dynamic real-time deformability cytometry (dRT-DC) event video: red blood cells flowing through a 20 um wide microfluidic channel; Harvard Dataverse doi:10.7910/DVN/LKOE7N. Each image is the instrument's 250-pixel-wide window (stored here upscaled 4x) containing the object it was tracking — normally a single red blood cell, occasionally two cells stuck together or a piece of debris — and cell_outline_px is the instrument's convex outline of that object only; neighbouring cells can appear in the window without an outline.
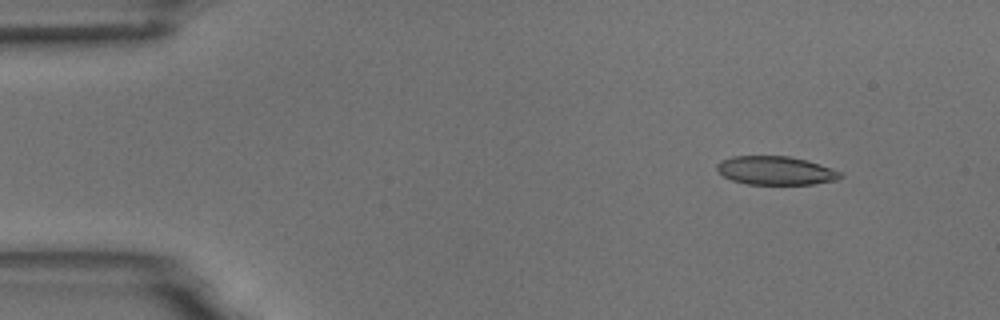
{"species": "common noctule bat (a hibernating species)", "species_latin": "Nyctalus noctula", "temperature_condition": "room temperature", "stored_images_in_passage": 4, "camera_frame_rate_fps": 3000, "um_per_image_px": 0.085, "animal": {"sex": "male", "body_mass_g": 18.8}, "frame": {"image": 1, "passage_image": 1, "time_ms": 0.0, "image_size_px": [1000, 320], "cell_outline_px": [[844, 176], [836, 180], [812, 184], [748, 184], [732, 180], [724, 176], [716, 168], [716, 164], [720, 160], [732, 156], [788, 156], [808, 160], [832, 168], [840, 172]], "centroid_in_image_um": [65.93, 14.49], "position_along_channel_um": 19.1, "area_um2": 20.58}}
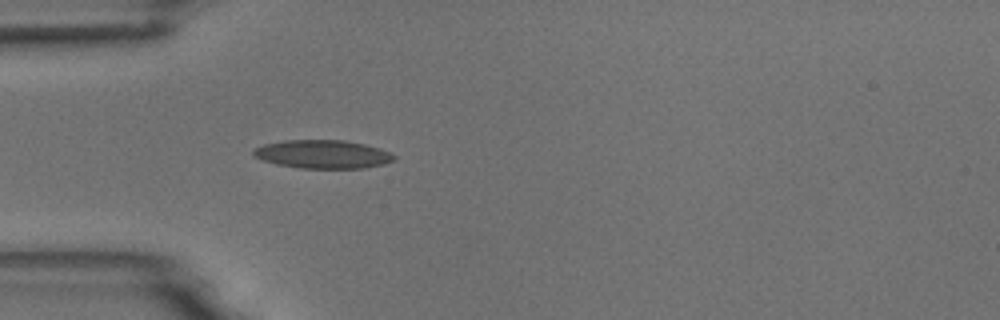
{"frame": {"image": 2, "passage_image": 4, "time_ms": 3.333, "image_size_px": [1000, 320], "cell_outline_px": [[396, 160], [384, 164], [364, 168], [300, 168], [276, 164], [264, 160], [256, 156], [252, 152], [252, 148], [264, 144], [284, 140], [344, 140], [364, 144], [388, 152], [396, 156]], "centroid_in_image_um": [27.42, 13.11], "position_along_channel_um": 57.6, "area_um2": 23.18}}